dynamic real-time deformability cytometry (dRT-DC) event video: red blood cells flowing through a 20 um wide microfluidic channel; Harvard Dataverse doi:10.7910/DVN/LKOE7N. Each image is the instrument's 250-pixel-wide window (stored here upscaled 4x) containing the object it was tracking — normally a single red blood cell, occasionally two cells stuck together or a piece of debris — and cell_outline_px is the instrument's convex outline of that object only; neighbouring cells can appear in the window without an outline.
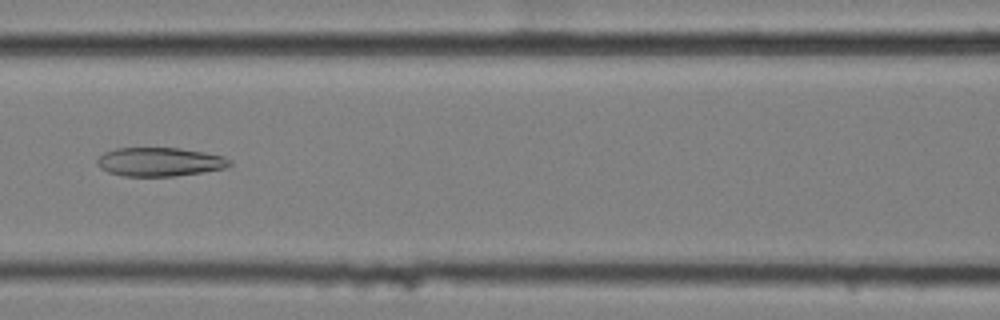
{"species": "common noctule bat (a hibernating species)", "species_latin": "Nyctalus noctula", "temperature_condition": "cold", "stored_images_in_passage": 11, "camera_frame_rate_fps": 3000, "um_per_image_px": 0.085, "animal": {"sex": "female", "body_mass_g": 25.1}, "frame": {"image": 1, "passage_image": 7, "time_ms": 2.0, "image_size_px": [1000, 320], "cell_outline_px": [[232, 164], [224, 168], [176, 176], [124, 176], [108, 172], [100, 168], [96, 164], [96, 160], [104, 152], [116, 148], [180, 148], [204, 152], [224, 156], [232, 160]], "centroid_in_image_um": [13.56, 13.75], "position_along_channel_um": 153.0, "area_um2": 22.25}}
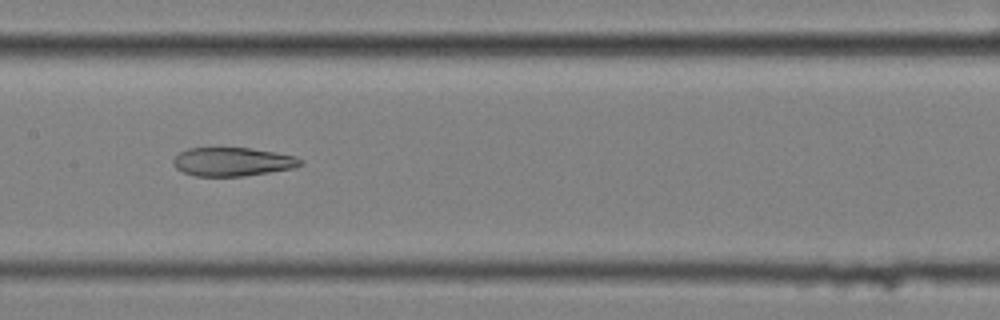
{"frame": {"image": 2, "passage_image": 8, "time_ms": 2.333, "image_size_px": [1000, 320], "cell_outline_px": [[304, 164], [292, 168], [244, 176], [196, 176], [184, 172], [176, 168], [172, 164], [172, 160], [180, 152], [188, 148], [248, 148], [296, 156], [304, 160]], "centroid_in_image_um": [19.76, 13.75], "position_along_channel_um": 187.6, "area_um2": 21.1}}
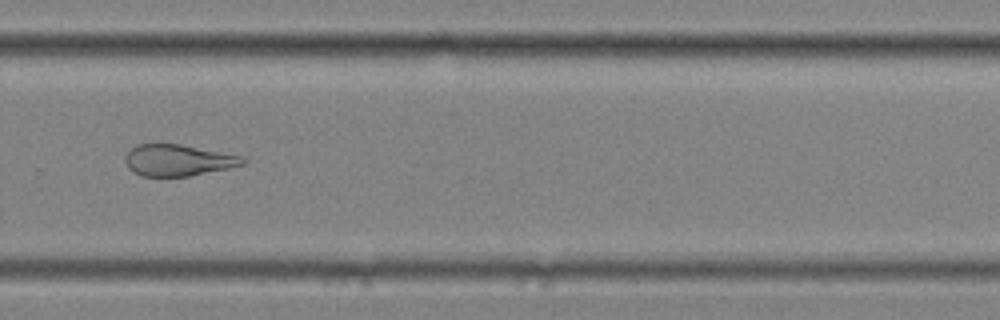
{"frame": {"image": 3, "passage_image": 11, "time_ms": 3.333, "image_size_px": [1000, 320], "cell_outline_px": [[244, 164], [228, 168], [188, 176], [140, 176], [132, 172], [128, 168], [124, 160], [124, 156], [136, 144], [180, 144], [240, 156], [244, 160]], "centroid_in_image_um": [15.05, 13.62], "position_along_channel_um": 314.8, "area_um2": 21.27}}